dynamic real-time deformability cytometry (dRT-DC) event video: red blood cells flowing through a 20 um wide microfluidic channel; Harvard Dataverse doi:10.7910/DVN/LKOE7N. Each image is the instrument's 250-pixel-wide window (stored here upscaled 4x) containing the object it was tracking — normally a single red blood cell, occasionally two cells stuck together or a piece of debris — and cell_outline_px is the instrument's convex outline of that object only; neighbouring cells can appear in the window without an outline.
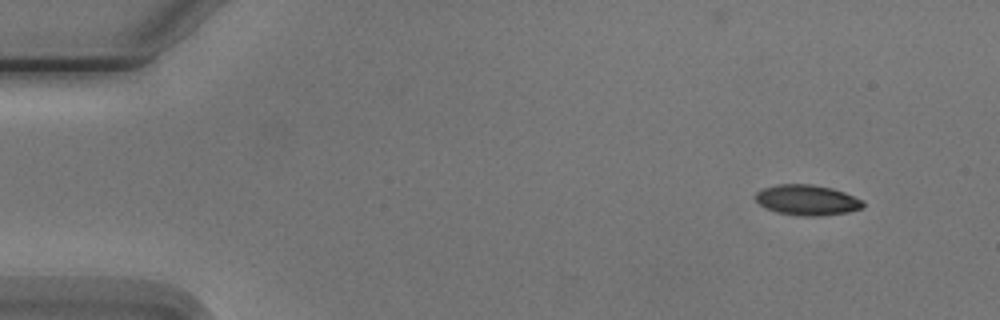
{"species": "Egyptian fruit bat (a non-hibernating species)", "species_latin": "Rousettus aegyptiacus", "temperature_condition": "cold", "stored_images_in_passage": 4, "camera_frame_rate_fps": 3000, "um_per_image_px": 0.085, "animal": {"sex": "male"}, "frame": {"image": 1, "passage_image": 1, "time_ms": 0.0, "image_size_px": [1000, 320], "cell_outline_px": [[864, 204], [860, 208], [848, 212], [820, 216], [800, 216], [776, 212], [764, 208], [752, 196], [756, 192], [764, 188], [780, 184], [812, 184], [832, 188], [844, 192], [864, 200]], "centroid_in_image_um": [68.58, 17.0], "position_along_channel_um": 16.4, "area_um2": 19.19}}
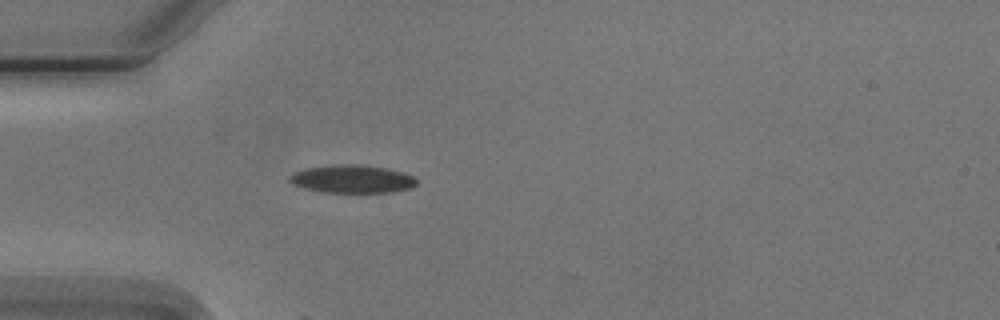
{"frame": {"image": 2, "passage_image": 4, "time_ms": 3.667, "image_size_px": [1000, 320], "cell_outline_px": [[416, 184], [412, 188], [392, 192], [320, 192], [304, 188], [292, 184], [288, 180], [288, 176], [292, 172], [304, 168], [332, 164], [356, 164], [388, 168], [404, 172], [412, 176], [416, 180]], "centroid_in_image_um": [29.89, 15.2], "position_along_channel_um": 55.1, "area_um2": 21.04}}